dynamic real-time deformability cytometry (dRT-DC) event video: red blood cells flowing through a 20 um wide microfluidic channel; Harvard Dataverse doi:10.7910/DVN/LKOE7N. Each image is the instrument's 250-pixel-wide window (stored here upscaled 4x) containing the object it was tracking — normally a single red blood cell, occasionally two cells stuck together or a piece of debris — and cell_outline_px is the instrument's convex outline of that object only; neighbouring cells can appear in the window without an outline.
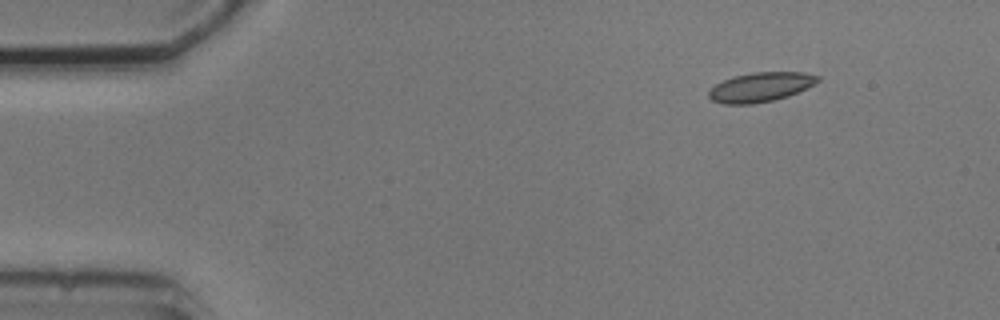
{"species": "common noctule bat (a hibernating species)", "species_latin": "Nyctalus noctula", "temperature_condition": "cold", "stored_images_in_passage": 6, "camera_frame_rate_fps": 3000, "um_per_image_px": 0.085, "animal": {"sex": "male", "body_mass_g": 20.5, "forearm_length_mm": 52.5}, "frame": {"image": 1, "passage_image": 2, "time_ms": 1.333, "image_size_px": [1000, 320], "cell_outline_px": [[820, 80], [788, 96], [772, 100], [752, 104], [724, 104], [712, 100], [708, 96], [708, 92], [716, 84], [732, 76], [752, 72], [804, 72], [820, 76]], "centroid_in_image_um": [64.62, 7.39], "position_along_channel_um": 20.4, "area_um2": 18.5}}
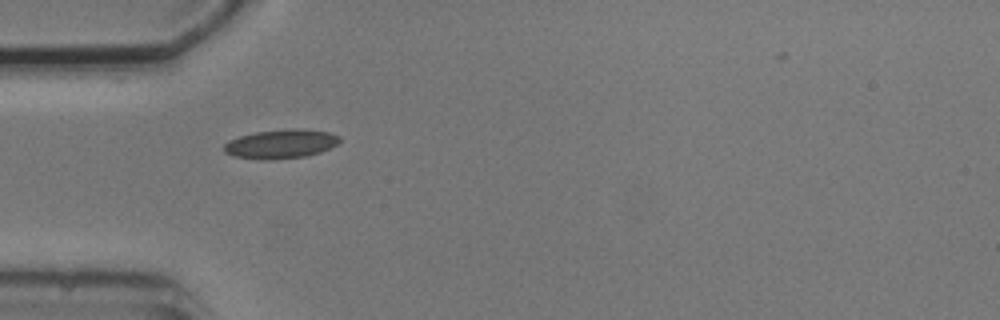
{"frame": {"image": 2, "passage_image": 5, "time_ms": 4.667, "image_size_px": [1000, 320], "cell_outline_px": [[340, 140], [336, 144], [320, 152], [304, 156], [272, 160], [260, 160], [232, 156], [224, 152], [224, 144], [228, 140], [240, 136], [256, 132], [292, 128], [300, 128], [328, 132], [340, 136]], "centroid_in_image_um": [23.83, 12.24], "position_along_channel_um": 61.2, "area_um2": 19.59}}
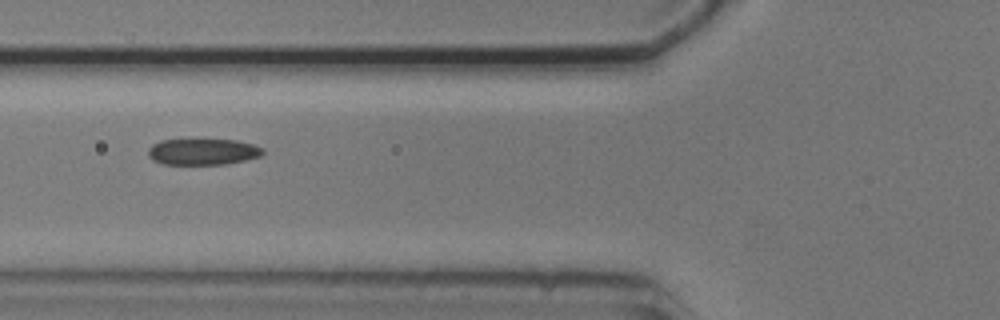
{"frame": {"image": 3, "passage_image": 6, "time_ms": 6.0, "image_size_px": [1000, 320], "cell_outline_px": [[264, 152], [260, 156], [244, 160], [224, 164], [164, 164], [152, 160], [148, 156], [148, 148], [152, 144], [160, 140], [236, 140], [252, 144], [264, 148]], "centroid_in_image_um": [17.22, 12.9], "position_along_channel_um": 108.6, "area_um2": 17.46}}